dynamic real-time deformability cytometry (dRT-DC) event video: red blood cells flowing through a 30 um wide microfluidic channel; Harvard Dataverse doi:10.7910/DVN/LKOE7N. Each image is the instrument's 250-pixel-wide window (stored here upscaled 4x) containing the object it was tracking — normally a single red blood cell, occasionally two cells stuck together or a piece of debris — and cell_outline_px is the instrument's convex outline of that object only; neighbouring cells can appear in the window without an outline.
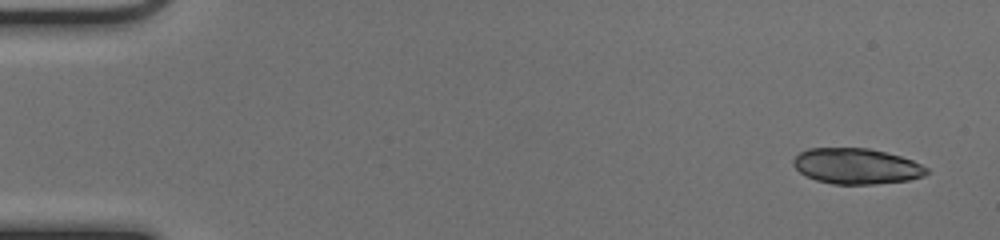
{"species": "common noctule bat (a hibernating species)", "species_latin": "Nyctalus noctula", "temperature_condition": "cold", "stored_images_in_passage": 51, "camera_frame_rate_fps": 3000, "um_per_image_px": 0.085, "animal": {"sex": "female", "body_mass_g": 17.0, "forearm_length_mm": 48.0}, "frame": {"image": 1, "passage_image": 2, "time_ms": 0.333, "image_size_px": [1000, 240], "cell_outline_px": [[928, 172], [924, 176], [908, 180], [876, 184], [832, 184], [816, 180], [800, 172], [792, 164], [792, 160], [800, 152], [808, 148], [868, 148], [900, 156], [912, 160], [928, 168]], "centroid_in_image_um": [72.79, 14.12], "position_along_channel_um": 12.2, "area_um2": 27.63}}
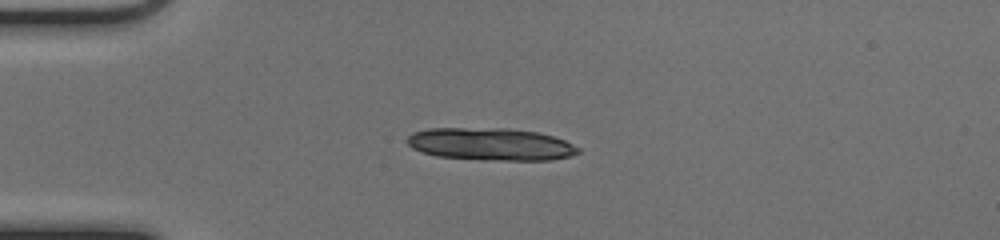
{"frame": {"image": 2, "passage_image": 13, "time_ms": 4.0, "image_size_px": [1000, 240], "cell_outline_px": [[580, 152], [568, 156], [552, 160], [480, 160], [436, 156], [412, 148], [408, 144], [408, 136], [412, 132], [428, 128], [504, 128], [536, 132], [552, 136], [564, 140], [580, 148]], "centroid_in_image_um": [41.69, 12.26], "position_along_channel_um": 43.3, "area_um2": 32.31}}
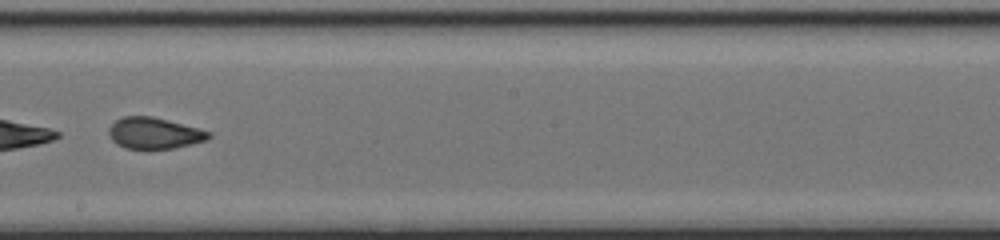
{"frame": {"image": 3, "passage_image": 30, "time_ms": 9.667, "image_size_px": [1000, 240], "cell_outline_px": [[212, 136], [208, 140], [176, 148], [124, 148], [116, 144], [108, 136], [108, 128], [116, 120], [124, 116], [152, 116], [200, 128], [212, 132]], "centroid_in_image_um": [13.13, 11.31], "position_along_channel_um": 235.1, "area_um2": 18.38}, "authors_computed_cell_mechanics": {"area_um2": 27.3972, "velocity_mm_per_s": 3.9725, "shape_relaxation_time_tau1_ms": 5.2527, "shape_relaxation_time_tau2_ms": 1.2866, "deformation_change_tau1": 0.2157, "deformation_change_tau2": 0.0597}}